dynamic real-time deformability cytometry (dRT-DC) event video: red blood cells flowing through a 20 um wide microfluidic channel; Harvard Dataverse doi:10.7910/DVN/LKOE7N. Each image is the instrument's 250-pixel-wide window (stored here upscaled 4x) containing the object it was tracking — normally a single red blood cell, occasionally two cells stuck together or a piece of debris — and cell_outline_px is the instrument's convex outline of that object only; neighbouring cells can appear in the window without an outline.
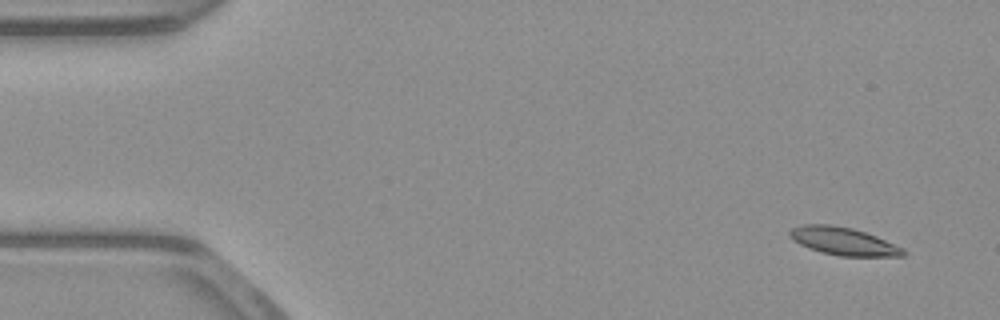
{"species": "common noctule bat (a hibernating species)", "species_latin": "Nyctalus noctula", "temperature_condition": "warm", "stored_images_in_passage": 13, "camera_frame_rate_fps": 3000, "um_per_image_px": 0.085, "animal": {"sex": "male", "body_mass_g": 23.1, "forearm_length_mm": 52.7}, "frame": {"image": 1, "passage_image": 1, "time_ms": 0.0, "image_size_px": [1000, 320], "cell_outline_px": [[908, 252], [904, 256], [840, 256], [820, 252], [808, 248], [792, 240], [788, 236], [788, 232], [792, 228], [804, 224], [828, 224], [852, 228], [876, 236], [904, 248]], "centroid_in_image_um": [71.68, 20.51], "position_along_channel_um": 13.3, "area_um2": 18.5}}